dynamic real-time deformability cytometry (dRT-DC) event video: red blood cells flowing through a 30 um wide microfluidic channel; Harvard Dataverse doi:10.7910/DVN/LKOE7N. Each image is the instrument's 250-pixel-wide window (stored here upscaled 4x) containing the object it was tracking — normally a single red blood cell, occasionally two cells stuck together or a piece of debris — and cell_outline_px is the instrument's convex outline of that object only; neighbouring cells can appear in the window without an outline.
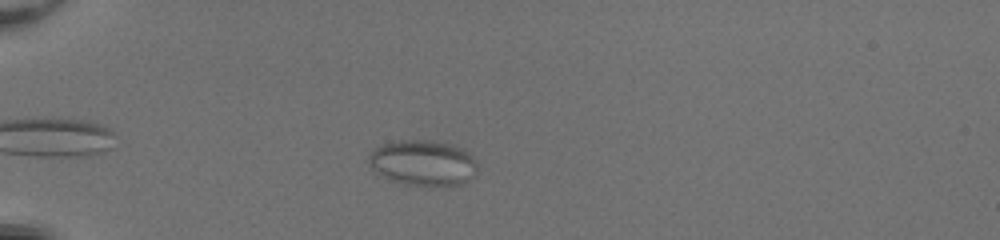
{"species": "common noctule bat (a hibernating species)", "species_latin": "Nyctalus noctula", "temperature_condition": "room temperature", "stored_images_in_passage": 42, "camera_frame_rate_fps": 3000, "um_per_image_px": 0.085, "animal": {"sex": "female", "body_mass_g": 20.0, "forearm_length_mm": 54.0}, "frame": {"image": 1, "passage_image": 9, "time_ms": 2.667, "image_size_px": [1000, 240], "cell_outline_px": [[476, 176], [464, 184], [404, 184], [392, 180], [376, 172], [372, 168], [368, 160], [368, 156], [380, 144], [400, 140], [432, 140], [452, 144], [464, 148], [476, 160]], "centroid_in_image_um": [35.99, 13.81], "position_along_channel_um": 49.0, "area_um2": 28.73}}
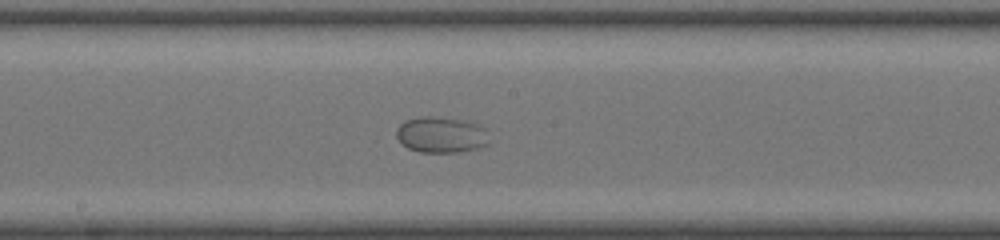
{"frame": {"image": 2, "passage_image": 24, "time_ms": 7.667, "image_size_px": [1000, 240], "cell_outline_px": [[488, 144], [476, 148], [460, 152], [420, 152], [408, 148], [396, 136], [396, 128], [404, 120], [420, 116], [432, 116], [468, 120], [480, 124], [484, 128]], "centroid_in_image_um": [37.48, 11.43], "position_along_channel_um": 210.7, "area_um2": 19.54}}
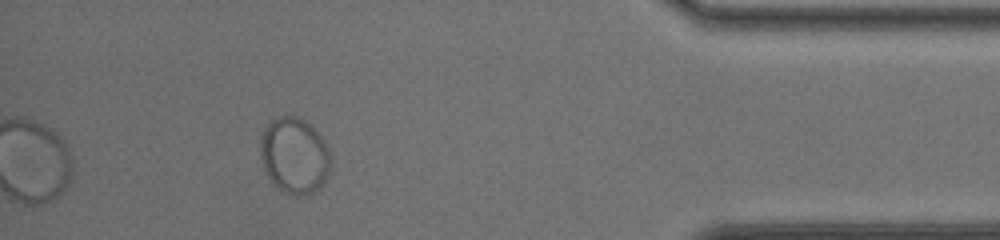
{"frame": {"image": 3, "passage_image": 42, "time_ms": 13.667, "image_size_px": [1000, 240], "cell_outline_px": [[332, 160], [328, 176], [320, 188], [308, 196], [292, 196], [276, 188], [272, 184], [264, 168], [260, 156], [260, 136], [264, 128], [272, 120], [280, 116], [300, 116], [312, 124], [324, 140], [328, 148]], "centroid_in_image_um": [25.04, 13.24], "position_along_channel_um": 410.2, "area_um2": 32.08}}